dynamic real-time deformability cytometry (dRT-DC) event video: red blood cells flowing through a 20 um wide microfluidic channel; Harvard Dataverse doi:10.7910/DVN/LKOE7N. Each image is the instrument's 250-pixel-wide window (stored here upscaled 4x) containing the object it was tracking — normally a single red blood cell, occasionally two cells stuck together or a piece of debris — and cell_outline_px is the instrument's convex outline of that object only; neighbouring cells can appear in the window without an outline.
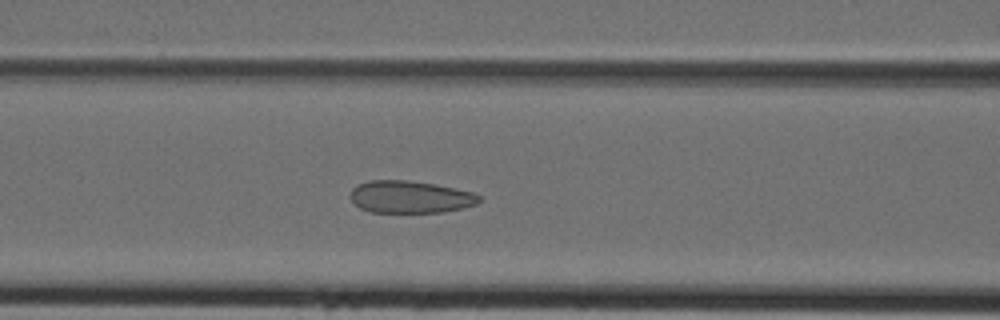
{"species": "Egyptian fruit bat (a non-hibernating species)", "species_latin": "Rousettus aegyptiacus", "temperature_condition": "cold", "stored_images_in_passage": 38, "camera_frame_rate_fps": 3000, "um_per_image_px": 0.085, "animal": {"sex": "female"}, "frame": {"image": 1, "passage_image": 17, "time_ms": 5.333, "image_size_px": [1000, 320], "cell_outline_px": [[480, 200], [476, 204], [444, 212], [372, 212], [360, 208], [348, 196], [352, 188], [356, 184], [368, 180], [408, 180], [436, 184], [456, 188], [472, 192], [480, 196]], "centroid_in_image_um": [34.82, 16.72], "position_along_channel_um": 131.8, "area_um2": 24.33}}
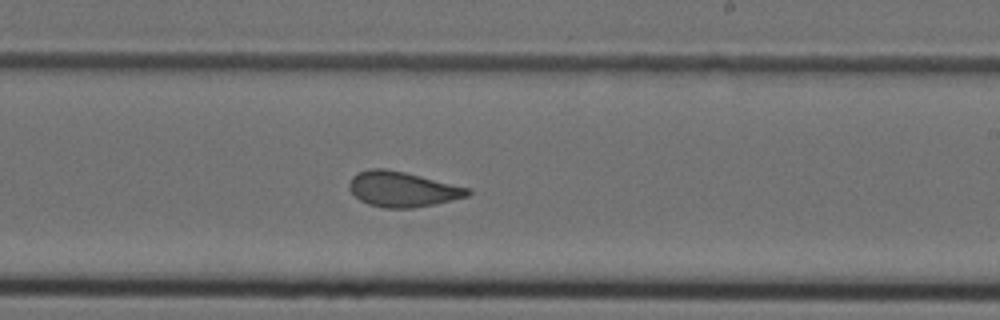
{"frame": {"image": 2, "passage_image": 25, "time_ms": 8.0, "image_size_px": [1000, 320], "cell_outline_px": [[472, 192], [468, 196], [436, 204], [412, 208], [384, 208], [368, 204], [360, 200], [348, 188], [348, 184], [352, 176], [356, 172], [368, 168], [384, 168], [404, 172], [472, 188]], "centroid_in_image_um": [34.21, 16.08], "position_along_channel_um": 254.8, "area_um2": 24.57}}
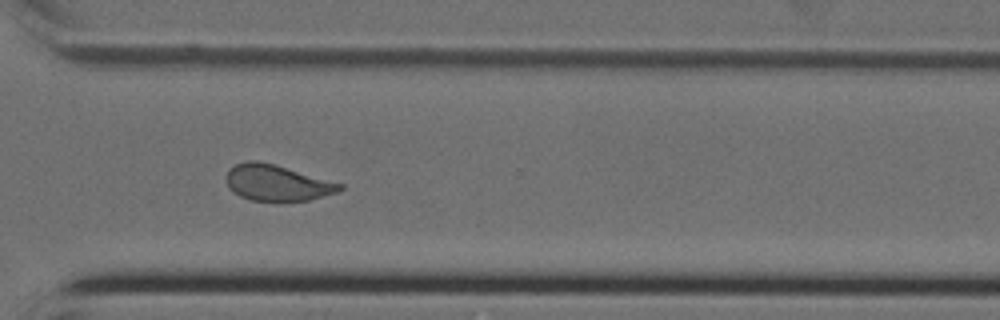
{"frame": {"image": 3, "passage_image": 31, "time_ms": 10.0, "image_size_px": [1000, 320], "cell_outline_px": [[344, 188], [336, 192], [308, 200], [252, 200], [240, 196], [232, 192], [228, 188], [224, 176], [228, 168], [236, 164], [248, 160], [256, 160], [272, 164], [344, 184]], "centroid_in_image_um": [23.47, 15.53], "position_along_channel_um": 347.1, "area_um2": 23.58}}